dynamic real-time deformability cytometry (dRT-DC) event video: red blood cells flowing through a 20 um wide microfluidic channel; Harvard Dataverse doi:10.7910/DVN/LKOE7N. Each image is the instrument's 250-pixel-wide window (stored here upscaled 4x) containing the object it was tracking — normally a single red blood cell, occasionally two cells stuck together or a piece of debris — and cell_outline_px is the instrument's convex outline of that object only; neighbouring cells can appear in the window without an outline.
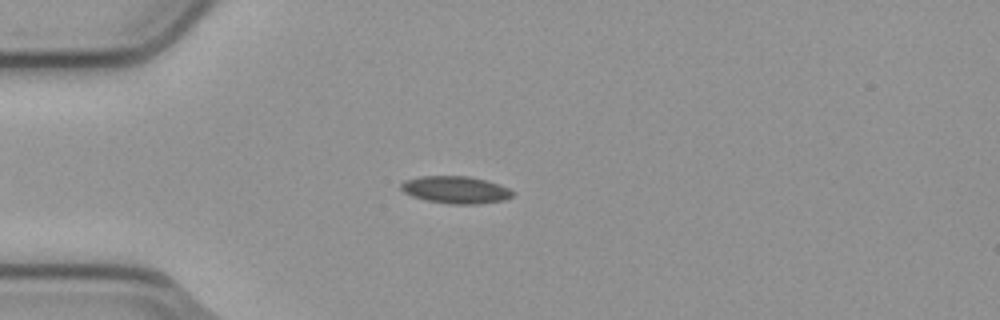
{"species": "common noctule bat (a hibernating species)", "species_latin": "Nyctalus noctula", "temperature_condition": "cold", "stored_images_in_passage": 6, "segment_of_instrument_passage": [1, 2], "camera_frame_rate_fps": 3000, "um_per_image_px": 0.085, "animal": {"sex": "male", "body_mass_g": 23.1, "forearm_length_mm": 52.7}, "frame": {"image": 1, "passage_image": 5, "time_ms": 1.333, "image_size_px": [1000, 320], "cell_outline_px": [[516, 192], [512, 196], [504, 200], [476, 204], [448, 204], [428, 200], [412, 196], [404, 192], [400, 188], [400, 184], [404, 180], [420, 176], [468, 176], [484, 180], [508, 188]], "centroid_in_image_um": [38.71, 16.13], "position_along_channel_um": 46.3, "area_um2": 17.63}}